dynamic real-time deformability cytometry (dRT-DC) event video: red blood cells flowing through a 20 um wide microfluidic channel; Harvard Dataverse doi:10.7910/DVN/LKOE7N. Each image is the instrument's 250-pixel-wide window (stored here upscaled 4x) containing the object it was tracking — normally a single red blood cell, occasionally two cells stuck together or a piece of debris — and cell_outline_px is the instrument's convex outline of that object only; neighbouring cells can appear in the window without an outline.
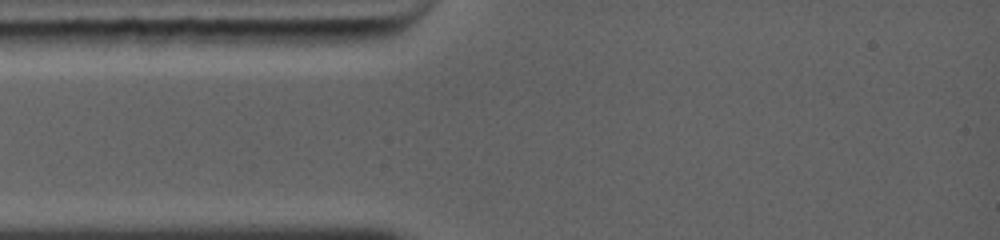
{"species": "common noctule bat (a hibernating species)", "species_latin": "Nyctalus noctula", "temperature_condition": "warm", "stored_images_in_passage": 1, "camera_frame_rate_fps": 5000, "um_per_image_px": 0.085, "animal": {"sex": "female", "body_mass_g": 19.0, "forearm_length_mm": 56.7}, "frame": {"image": 1, "passage_image": 1, "time_ms": 0.0, "image_size_px": [1000, 240], "cell_outline_px": [[956, 156], [920, 160], [876, 144], [876, 124], [908, 124], [944, 132], [952, 140]], "centroid_in_image_um": [77.77, 12.0], "position_along_channel_um": 7.2, "area_um2": 15.32}}